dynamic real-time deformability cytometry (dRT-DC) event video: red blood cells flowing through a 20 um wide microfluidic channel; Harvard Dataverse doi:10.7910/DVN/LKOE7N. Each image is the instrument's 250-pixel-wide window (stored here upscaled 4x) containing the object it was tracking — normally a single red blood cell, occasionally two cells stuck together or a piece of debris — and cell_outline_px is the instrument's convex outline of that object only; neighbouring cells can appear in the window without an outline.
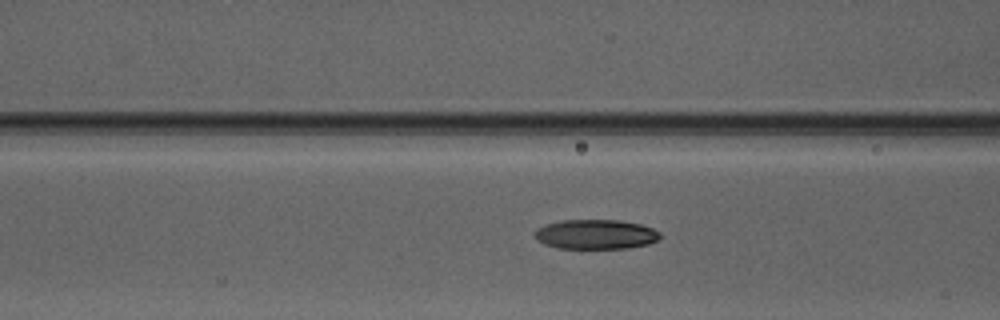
{"species": "Egyptian fruit bat (a non-hibernating species)", "species_latin": "Rousettus aegyptiacus", "temperature_condition": "warm", "stored_images_in_passage": 31, "camera_frame_rate_fps": 3000, "um_per_image_px": 0.085, "animal": {"sex": "male"}, "frame": {"image": 1, "passage_image": 11, "time_ms": 3.333, "image_size_px": [1000, 320], "cell_outline_px": [[660, 236], [656, 240], [648, 244], [628, 248], [556, 248], [544, 244], [536, 240], [532, 236], [532, 232], [536, 228], [548, 224], [564, 220], [620, 220], [640, 224], [652, 228], [660, 232]], "centroid_in_image_um": [50.58, 19.92], "position_along_channel_um": 116.0, "area_um2": 21.73}}
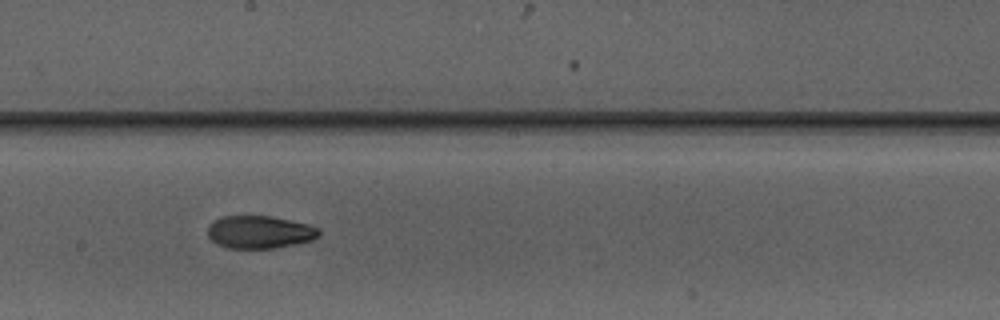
{"frame": {"image": 2, "passage_image": 19, "time_ms": 6.0, "image_size_px": [1000, 320], "cell_outline_px": [[320, 236], [312, 240], [276, 248], [228, 248], [216, 244], [208, 236], [208, 224], [220, 216], [268, 216], [312, 224], [320, 228]], "centroid_in_image_um": [22.08, 19.72], "position_along_channel_um": 226.1, "area_um2": 21.44}}
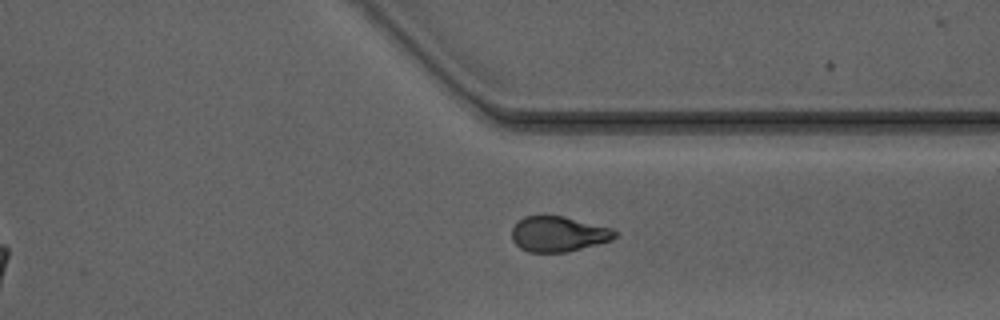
{"frame": {"image": 3, "passage_image": 29, "time_ms": 9.333, "image_size_px": [1000, 320], "cell_outline_px": [[616, 236], [612, 240], [564, 252], [528, 252], [520, 248], [512, 240], [512, 228], [524, 216], [564, 216], [612, 228], [616, 232]], "centroid_in_image_um": [47.45, 19.89], "position_along_channel_um": 364.0, "area_um2": 20.98}, "authors_computed_cell_mechanics": {"area_um2": 21.6172, "velocity_mm_per_s": 4.134, "shape_relaxation_time_tau1_ms": 7.5844, "shape_relaxation_time_tau2_ms": 4.252, "deformation_change_tau1": 0.1969, "deformation_change_tau2": 0.1068}}